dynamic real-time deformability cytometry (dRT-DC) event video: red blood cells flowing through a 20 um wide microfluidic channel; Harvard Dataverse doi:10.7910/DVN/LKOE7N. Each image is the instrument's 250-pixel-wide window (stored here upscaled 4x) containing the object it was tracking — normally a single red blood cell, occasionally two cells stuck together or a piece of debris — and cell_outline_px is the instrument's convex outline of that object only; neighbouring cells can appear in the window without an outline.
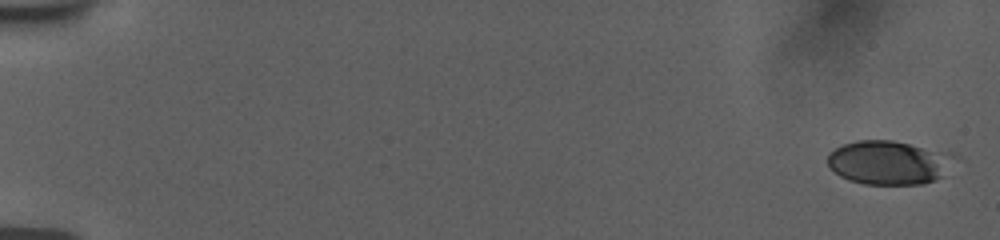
{"species": "human", "species_latin": "Homo sapiens", "temperature_condition": "room temperature", "stored_images_in_passage": 55, "camera_frame_rate_fps": 3000, "um_per_image_px": 0.085, "donor": {"sex": "female"}, "frame": {"image": 1, "passage_image": 1, "time_ms": 0.0, "image_size_px": [1000, 240], "cell_outline_px": [[964, 160], [940, 176], [924, 184], [864, 184], [848, 180], [840, 176], [828, 164], [828, 152], [844, 144], [856, 140], [892, 140], [956, 152]], "centroid_in_image_um": [75.71, 13.79], "position_along_channel_um": 9.3, "area_um2": 33.41}}
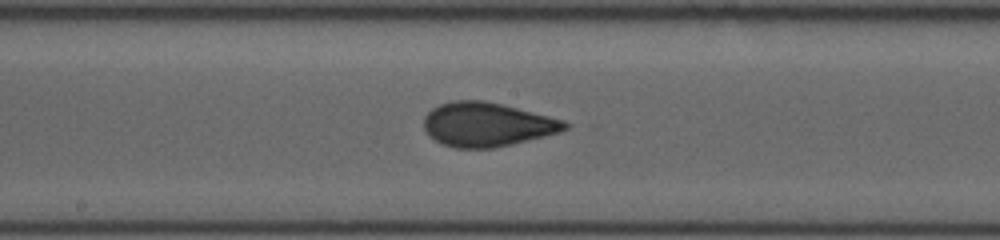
{"frame": {"image": 2, "passage_image": 31, "time_ms": 10.0, "image_size_px": [1000, 240], "cell_outline_px": [[568, 128], [560, 132], [512, 144], [492, 148], [456, 148], [440, 144], [428, 136], [424, 128], [424, 116], [432, 108], [440, 104], [456, 100], [484, 100], [564, 120], [568, 124]], "centroid_in_image_um": [41.35, 10.59], "position_along_channel_um": 206.9, "area_um2": 36.07}}
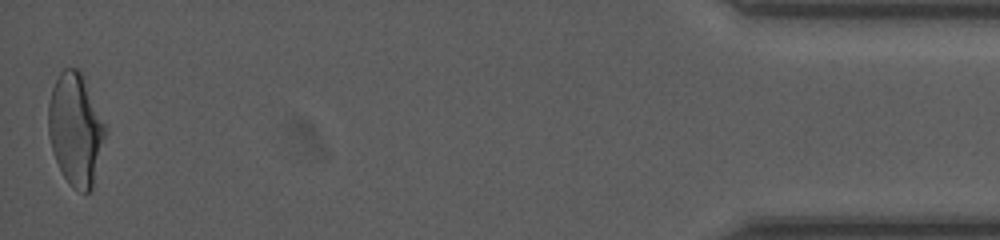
{"frame": {"image": 3, "passage_image": 55, "time_ms": 18.0, "image_size_px": [1000, 240], "cell_outline_px": [[104, 136], [92, 188], [88, 192], [84, 192], [72, 188], [64, 176], [52, 152], [48, 136], [48, 104], [52, 88], [60, 72], [64, 68], [76, 68], [80, 72], [104, 124]], "centroid_in_image_um": [6.36, 11.01], "position_along_channel_um": 428.8, "area_um2": 36.13}, "authors_computed_cell_mechanics": {"area_um2": 34.969, "velocity_mm_per_s": 3.7854, "shape_relaxation_time_tau1_ms": 5.1742, "shape_relaxation_time_tau2_ms": 0.8133, "deformation_change_tau1": 0.1607, "deformation_change_tau2": 0.058}}